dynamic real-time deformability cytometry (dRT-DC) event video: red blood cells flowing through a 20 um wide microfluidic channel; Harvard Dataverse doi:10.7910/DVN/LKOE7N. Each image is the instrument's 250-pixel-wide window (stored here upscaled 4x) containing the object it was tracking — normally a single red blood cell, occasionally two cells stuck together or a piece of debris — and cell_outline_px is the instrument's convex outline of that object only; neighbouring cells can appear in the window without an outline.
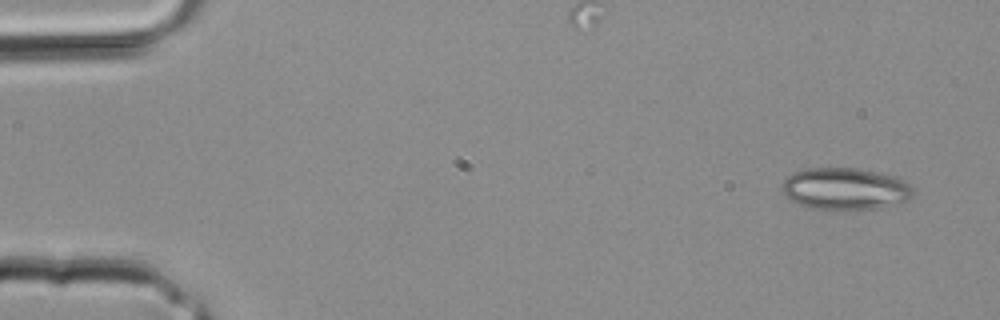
{"species": "common noctule bat (a hibernating species)", "species_latin": "Nyctalus noctula", "temperature_condition": "room temperature", "stored_images_in_passage": 3, "camera_frame_rate_fps": 3000, "um_per_image_px": 0.085, "animal": {"sex": "male", "body_mass_g": 20.4}, "frame": {"image": 1, "passage_image": 1, "time_ms": 0.0, "image_size_px": [1000, 320], "cell_outline_px": [[916, 192], [908, 200], [876, 208], [812, 208], [788, 200], [780, 188], [780, 184], [792, 172], [804, 168], [856, 168], [896, 176], [904, 180]], "centroid_in_image_um": [71.8, 16.02], "position_along_channel_um": 13.2, "area_um2": 31.85}}